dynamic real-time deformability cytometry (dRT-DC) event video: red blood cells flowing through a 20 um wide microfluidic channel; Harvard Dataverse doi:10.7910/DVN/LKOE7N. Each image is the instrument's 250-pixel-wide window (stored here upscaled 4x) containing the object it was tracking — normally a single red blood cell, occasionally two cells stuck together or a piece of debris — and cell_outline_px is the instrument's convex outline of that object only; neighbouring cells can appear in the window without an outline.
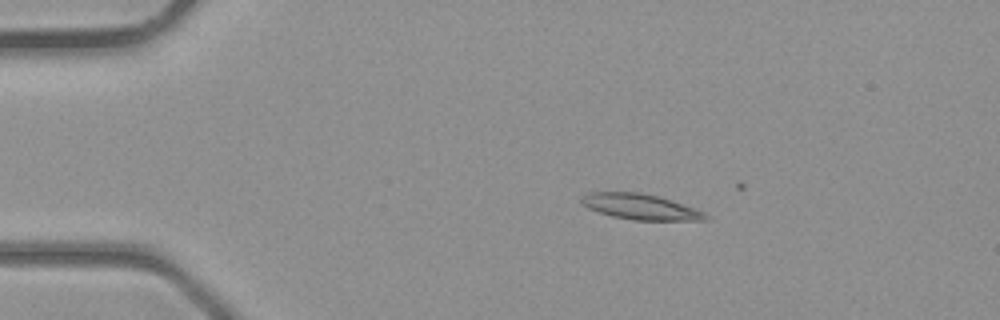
{"species": "common noctule bat (a hibernating species)", "species_latin": "Nyctalus noctula", "temperature_condition": "room temperature", "stored_images_in_passage": 4, "camera_frame_rate_fps": 3000, "um_per_image_px": 0.085, "animal": {"sex": "male", "body_mass_g": 23.1, "forearm_length_mm": 52.7}, "frame": {"image": 1, "passage_image": 1, "time_ms": 0.0, "image_size_px": [1000, 320], "cell_outline_px": [[708, 220], [632, 220], [612, 216], [588, 208], [580, 200], [580, 196], [588, 192], [640, 192], [660, 196], [696, 208], [704, 212], [708, 216]], "centroid_in_image_um": [54.45, 17.56], "position_along_channel_um": 30.6, "area_um2": 18.61}}